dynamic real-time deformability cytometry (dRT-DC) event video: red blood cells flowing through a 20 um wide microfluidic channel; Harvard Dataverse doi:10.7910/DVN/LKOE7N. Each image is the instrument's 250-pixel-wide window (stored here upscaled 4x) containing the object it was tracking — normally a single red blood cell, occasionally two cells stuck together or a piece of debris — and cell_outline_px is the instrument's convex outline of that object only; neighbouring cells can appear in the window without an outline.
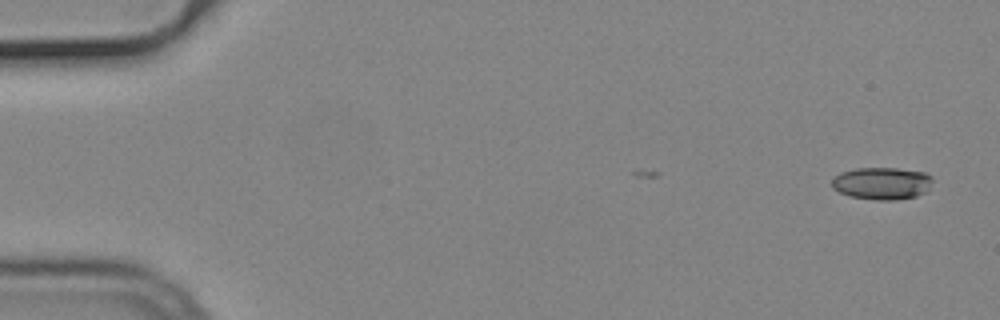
{"species": "common noctule bat (a hibernating species)", "species_latin": "Nyctalus noctula", "temperature_condition": "cold", "stored_images_in_passage": 53, "camera_frame_rate_fps": 3000, "um_per_image_px": 0.085, "animal": {"sex": "male", "body_mass_g": 19.2, "forearm_length_mm": 51.8}, "frame": {"image": 1, "passage_image": 1, "time_ms": 0.0, "image_size_px": [1000, 320], "cell_outline_px": [[932, 180], [928, 188], [924, 192], [916, 196], [896, 200], [876, 200], [852, 196], [840, 192], [832, 188], [832, 176], [840, 172], [856, 168], [896, 168], [924, 172], [932, 176]], "centroid_in_image_um": [74.94, 15.57], "position_along_channel_um": 10.1, "area_um2": 18.96}}
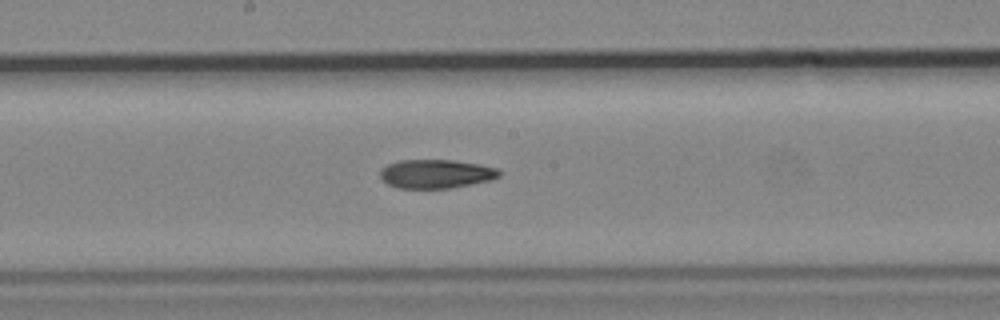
{"frame": {"image": 2, "passage_image": 28, "time_ms": 9.0, "image_size_px": [1000, 320], "cell_outline_px": [[500, 176], [492, 180], [448, 188], [400, 188], [388, 184], [380, 176], [380, 168], [388, 164], [400, 160], [452, 160], [480, 164], [496, 168], [500, 172]], "centroid_in_image_um": [37.06, 14.77], "position_along_channel_um": 211.1, "area_um2": 19.88}}
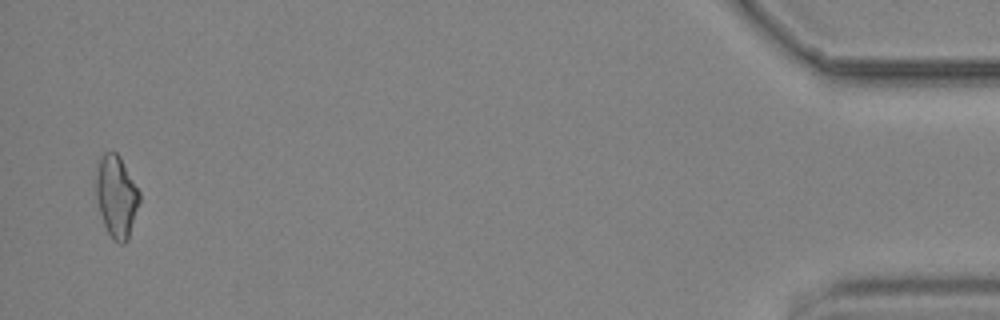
{"frame": {"image": 3, "passage_image": 52, "time_ms": 17.0, "image_size_px": [1000, 320], "cell_outline_px": [[140, 200], [128, 240], [124, 244], [120, 244], [108, 232], [104, 224], [96, 200], [96, 176], [100, 156], [104, 152], [116, 152], [120, 156], [140, 192]], "centroid_in_image_um": [9.9, 16.68], "position_along_channel_um": 425.3, "area_um2": 20.58}, "authors_computed_cell_mechanics": {"area_um2": 19.9988, "velocity_mm_per_s": 3.783, "shape_relaxation_time_tau1_ms": 7.6657, "shape_relaxation_time_tau2_ms": null, "deformation_change_tau1": 0.1955, "deformation_change_tau2": null}}